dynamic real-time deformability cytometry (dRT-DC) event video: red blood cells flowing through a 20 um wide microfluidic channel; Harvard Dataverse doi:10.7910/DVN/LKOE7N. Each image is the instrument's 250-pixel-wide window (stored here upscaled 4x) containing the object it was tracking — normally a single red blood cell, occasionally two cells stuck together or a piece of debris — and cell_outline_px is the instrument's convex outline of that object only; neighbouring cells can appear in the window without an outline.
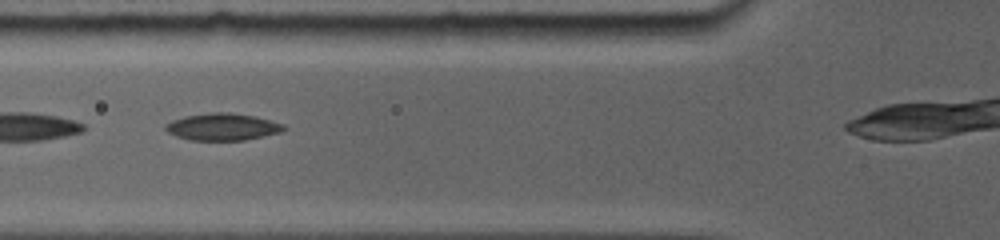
{"species": "common noctule bat (a hibernating species)", "species_latin": "Nyctalus noctula", "temperature_condition": "room temperature", "stored_images_in_passage": 5, "camera_frame_rate_fps": 5000, "um_per_image_px": 0.085, "animal": {"sex": "female", "body_mass_g": 19.0, "forearm_length_mm": 56.7}, "frame": {"image": 1, "passage_image": 2, "time_ms": 0.8, "image_size_px": [1000, 240], "cell_outline_px": [[284, 128], [280, 132], [244, 140], [192, 140], [168, 132], [164, 128], [172, 120], [184, 116], [212, 112], [228, 112], [252, 116], [268, 120], [280, 124]], "centroid_in_image_um": [18.87, 10.78], "position_along_channel_um": 106.9, "area_um2": 18.03}}
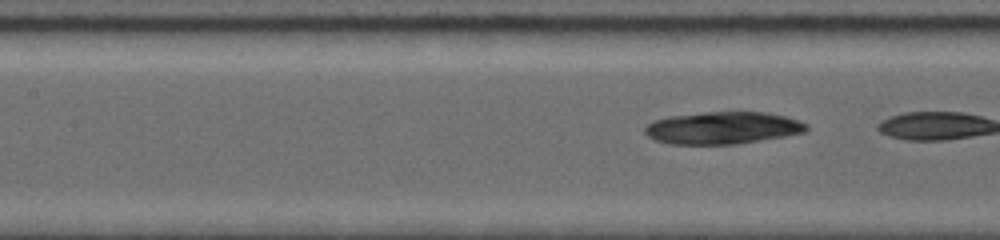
{"frame": {"image": 2, "passage_image": 5, "time_ms": 3.6, "image_size_px": [1000, 240], "cell_outline_px": [[808, 128], [804, 132], [732, 144], [672, 144], [656, 140], [648, 136], [644, 132], [644, 128], [648, 124], [656, 120], [668, 116], [704, 112], [764, 112], [784, 116], [796, 120], [804, 124]], "centroid_in_image_um": [61.34, 10.86], "position_along_channel_um": 146.1, "area_um2": 29.71}}